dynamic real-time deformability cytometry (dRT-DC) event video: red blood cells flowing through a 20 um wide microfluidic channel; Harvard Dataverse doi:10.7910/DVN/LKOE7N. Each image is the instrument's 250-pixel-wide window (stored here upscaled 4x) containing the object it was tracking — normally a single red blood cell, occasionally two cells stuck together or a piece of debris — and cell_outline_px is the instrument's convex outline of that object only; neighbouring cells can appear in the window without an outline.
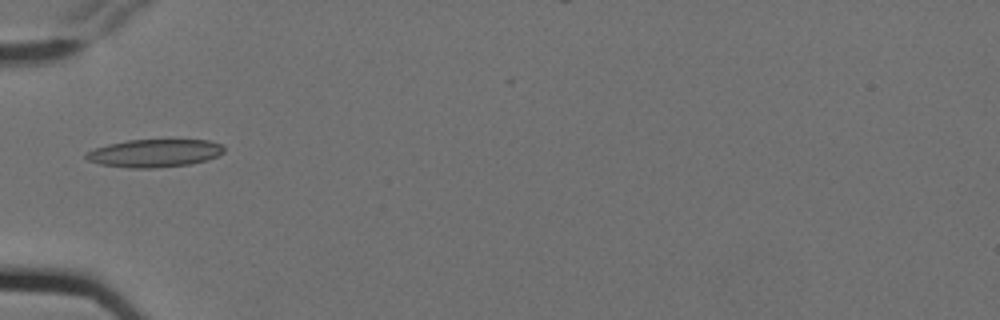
{"species": "Egyptian fruit bat (a non-hibernating species)", "species_latin": "Rousettus aegyptiacus", "temperature_condition": "cold", "stored_images_in_passage": 10, "camera_frame_rate_fps": 3000, "um_per_image_px": 0.085, "animal": {"sex": "female"}, "frame": {"image": 1, "passage_image": 6, "time_ms": 1.667, "image_size_px": [1000, 320], "cell_outline_px": [[224, 152], [216, 156], [204, 160], [188, 164], [156, 168], [128, 168], [100, 164], [88, 160], [84, 156], [84, 152], [108, 144], [128, 140], [208, 140], [224, 144]], "centroid_in_image_um": [13.11, 13.01], "position_along_channel_um": 71.9, "area_um2": 22.37}}
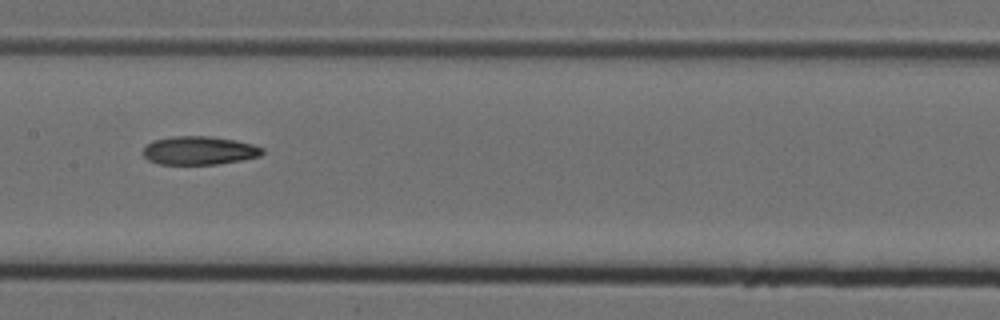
{"frame": {"image": 2, "passage_image": 9, "time_ms": 2.667, "image_size_px": [1000, 320], "cell_outline_px": [[264, 152], [260, 156], [240, 160], [216, 164], [160, 164], [148, 160], [140, 152], [152, 140], [176, 136], [208, 136], [236, 140], [252, 144], [264, 148]], "centroid_in_image_um": [16.92, 12.79], "position_along_channel_um": 190.5, "area_um2": 19.77}}
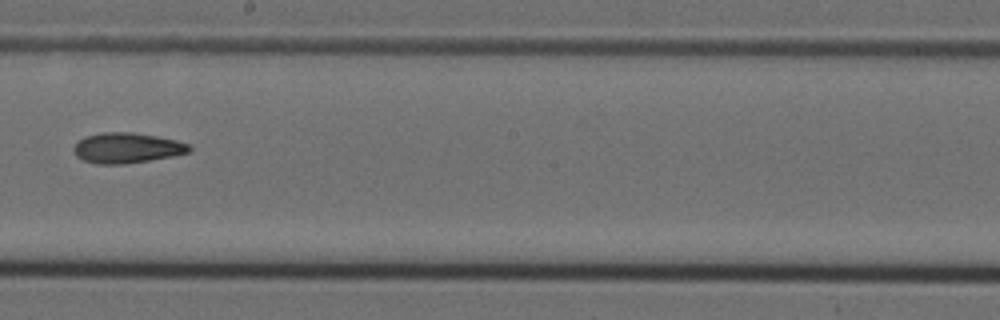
{"frame": {"image": 3, "passage_image": 10, "time_ms": 3.0, "image_size_px": [1000, 320], "cell_outline_px": [[192, 148], [188, 152], [172, 156], [124, 164], [96, 164], [84, 160], [76, 156], [72, 152], [72, 148], [84, 136], [100, 132], [132, 132], [156, 136], [176, 140], [188, 144]], "centroid_in_image_um": [10.74, 12.57], "position_along_channel_um": 237.5, "area_um2": 20.4}}